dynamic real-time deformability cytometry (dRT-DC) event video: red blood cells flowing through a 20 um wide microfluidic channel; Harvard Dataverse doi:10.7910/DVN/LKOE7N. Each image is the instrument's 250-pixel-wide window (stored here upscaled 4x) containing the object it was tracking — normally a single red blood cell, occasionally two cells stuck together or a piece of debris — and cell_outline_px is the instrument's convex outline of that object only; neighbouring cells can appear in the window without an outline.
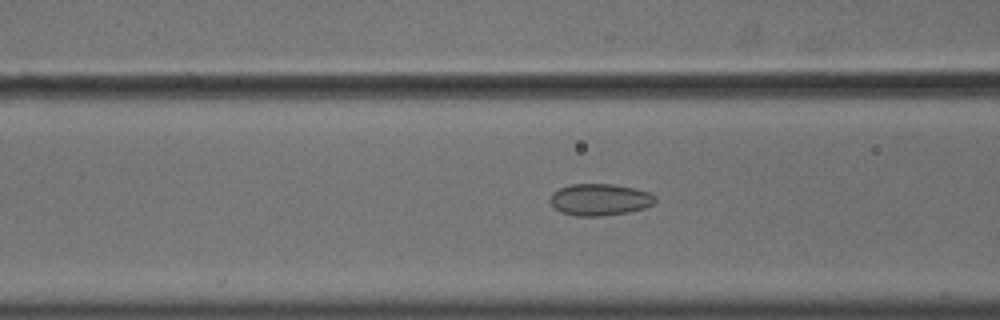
{"species": "common noctule bat (a hibernating species)", "species_latin": "Nyctalus noctula", "temperature_condition": "cold", "stored_images_in_passage": 57, "camera_frame_rate_fps": 3000, "um_per_image_px": 0.085, "animal": {"sex": "male", "body_mass_g": 18.8}, "frame": {"image": 1, "passage_image": 24, "time_ms": 7.667, "image_size_px": [1000, 320], "cell_outline_px": [[656, 204], [644, 208], [628, 212], [604, 216], [576, 216], [560, 212], [548, 200], [552, 192], [560, 188], [572, 184], [616, 184], [636, 188], [648, 192], [656, 196]], "centroid_in_image_um": [51.0, 16.96], "position_along_channel_um": 115.6, "area_um2": 19.71}}
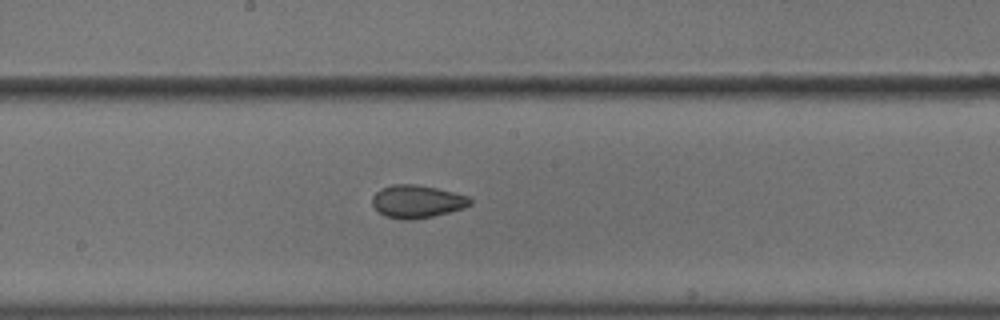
{"frame": {"image": 2, "passage_image": 32, "time_ms": 10.333, "image_size_px": [1000, 320], "cell_outline_px": [[472, 204], [464, 208], [432, 216], [412, 220], [404, 220], [384, 216], [372, 204], [372, 196], [380, 188], [392, 184], [416, 184], [436, 188], [468, 196], [472, 200]], "centroid_in_image_um": [35.43, 17.12], "position_along_channel_um": 212.8, "area_um2": 18.73}}
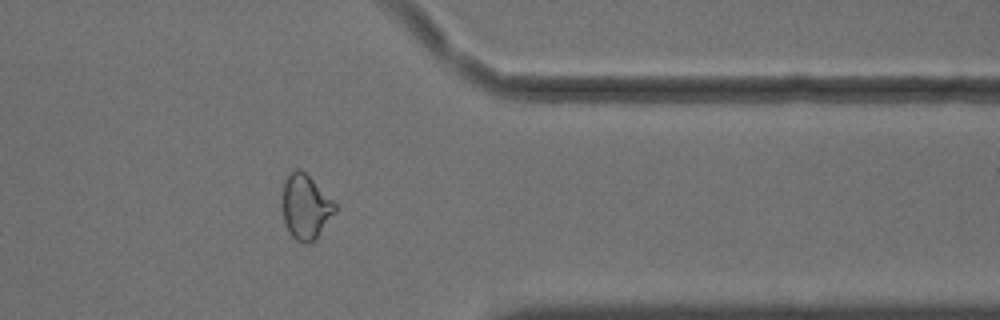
{"frame": {"image": 3, "passage_image": 47, "time_ms": 15.333, "image_size_px": [1000, 320], "cell_outline_px": [[336, 212], [316, 240], [308, 244], [304, 244], [296, 240], [288, 232], [284, 220], [284, 180], [296, 168], [300, 168], [336, 204]], "centroid_in_image_um": [26.0, 17.64], "position_along_channel_um": 385.4, "area_um2": 19.54}, "authors_computed_cell_mechanics": {"area_um2": 20.6346, "velocity_mm_per_s": 3.6226, "shape_relaxation_time_tau1_ms": null, "shape_relaxation_time_tau2_ms": 1.7637, "deformation_change_tau1": null, "deformation_change_tau2": 0.0687}}